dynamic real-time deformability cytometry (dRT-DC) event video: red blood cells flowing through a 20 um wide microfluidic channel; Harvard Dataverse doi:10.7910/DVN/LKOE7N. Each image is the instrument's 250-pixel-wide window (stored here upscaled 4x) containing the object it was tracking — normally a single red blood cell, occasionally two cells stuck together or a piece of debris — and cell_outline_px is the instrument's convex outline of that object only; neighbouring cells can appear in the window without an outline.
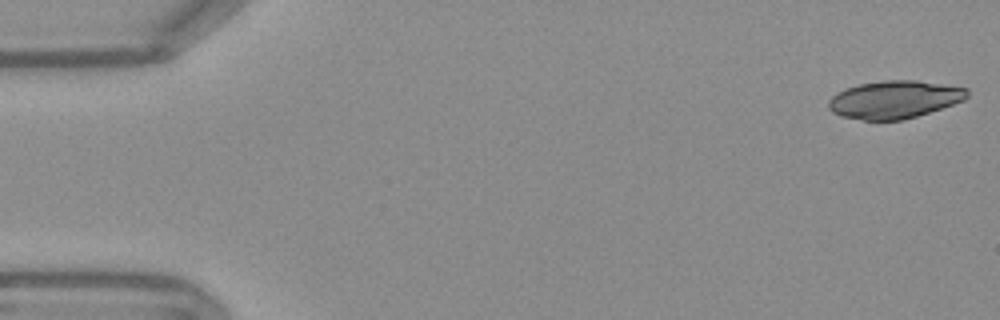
{"species": "Egyptian fruit bat (a non-hibernating species)", "species_latin": "Rousettus aegyptiacus", "temperature_condition": "warm", "stored_images_in_passage": 52, "camera_frame_rate_fps": 3000, "um_per_image_px": 0.085, "frame": {"image": 1, "passage_image": 1, "time_ms": 0.0, "image_size_px": [1000, 320], "cell_outline_px": [[968, 96], [964, 100], [904, 120], [864, 120], [840, 116], [832, 112], [828, 108], [828, 100], [836, 92], [844, 88], [860, 84], [884, 80], [916, 80], [968, 88]], "centroid_in_image_um": [75.98, 8.45], "position_along_channel_um": 9.0, "area_um2": 30.46}}